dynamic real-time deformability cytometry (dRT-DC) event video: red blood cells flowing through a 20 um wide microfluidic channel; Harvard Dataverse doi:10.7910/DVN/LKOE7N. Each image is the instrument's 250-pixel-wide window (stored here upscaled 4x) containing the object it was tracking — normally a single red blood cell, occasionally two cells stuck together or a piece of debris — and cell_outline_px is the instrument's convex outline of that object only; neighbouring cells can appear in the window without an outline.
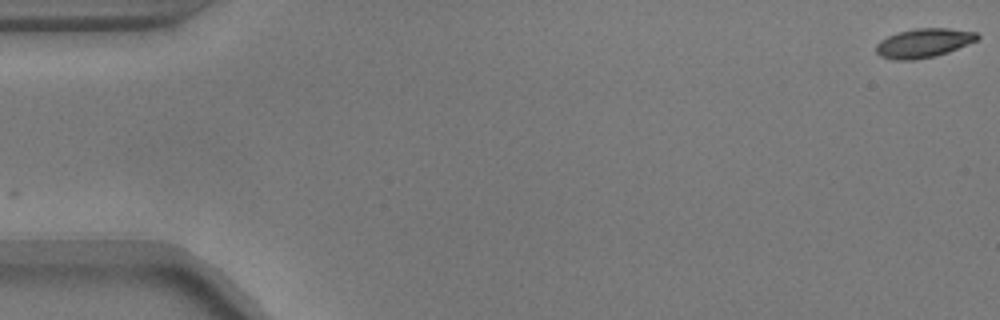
{"species": "common noctule bat (a hibernating species)", "species_latin": "Nyctalus noctula", "temperature_condition": "warm", "stored_images_in_passage": 55, "camera_frame_rate_fps": 3000, "um_per_image_px": 0.085, "animal": {"sex": "male", "body_mass_g": 17.9}, "frame": {"image": 1, "passage_image": 1, "time_ms": 0.0, "image_size_px": [1000, 320], "cell_outline_px": [[980, 36], [976, 40], [948, 52], [936, 56], [916, 60], [892, 60], [880, 56], [876, 52], [876, 44], [880, 40], [896, 32], [912, 28], [948, 28], [976, 32]], "centroid_in_image_um": [78.46, 3.66], "position_along_channel_um": 6.5, "area_um2": 17.28}}
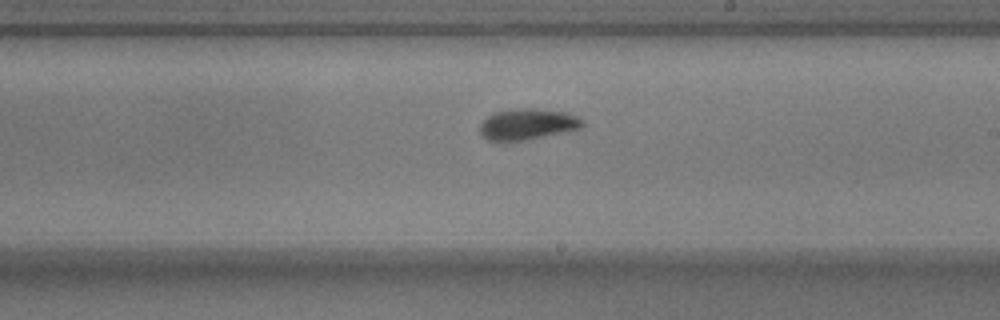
{"frame": {"image": 2, "passage_image": 32, "time_ms": 10.333, "image_size_px": [1000, 320], "cell_outline_px": [[584, 124], [580, 128], [544, 136], [524, 140], [500, 144], [488, 140], [480, 136], [480, 124], [488, 116], [496, 112], [516, 108], [536, 108], [564, 112], [576, 116], [584, 120]], "centroid_in_image_um": [44.77, 10.58], "position_along_channel_um": 244.2, "area_um2": 18.84}}
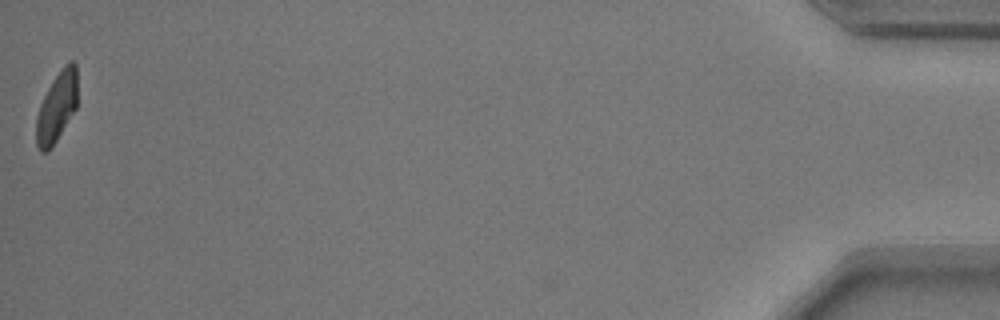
{"frame": {"image": 3, "passage_image": 55, "time_ms": 18.0, "image_size_px": [1000, 320], "cell_outline_px": [[76, 108], [56, 140], [48, 152], [40, 152], [36, 144], [36, 116], [40, 104], [52, 80], [60, 68], [64, 64], [72, 60], [76, 64]], "centroid_in_image_um": [4.8, 9.09], "position_along_channel_um": 430.4, "area_um2": 16.7}, "authors_computed_cell_mechanics": {"area_um2": 17.8602, "velocity_mm_per_s": 3.7, "shape_relaxation_time_tau1_ms": 2.5696, "shape_relaxation_time_tau2_ms": 1.8734, "deformation_change_tau1": 0.1306, "deformation_change_tau2": 0.0817}}